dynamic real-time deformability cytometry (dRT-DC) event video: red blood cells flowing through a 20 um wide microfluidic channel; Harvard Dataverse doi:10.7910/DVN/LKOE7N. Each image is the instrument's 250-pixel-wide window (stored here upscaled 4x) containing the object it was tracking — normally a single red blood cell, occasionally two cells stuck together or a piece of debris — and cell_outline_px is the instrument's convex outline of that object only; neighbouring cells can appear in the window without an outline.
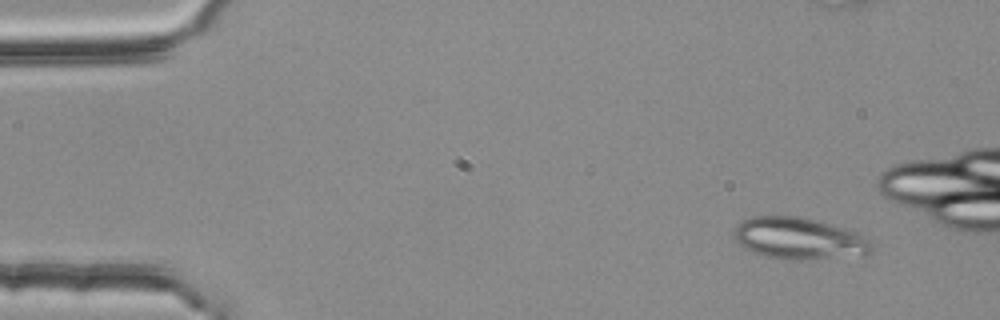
{"species": "common noctule bat (a hibernating species)", "species_latin": "Nyctalus noctula", "temperature_condition": "room temperature", "stored_images_in_passage": 4, "camera_frame_rate_fps": 3000, "um_per_image_px": 0.085, "animal": {"sex": "female", "body_mass_g": 25.1}, "frame": {"image": 1, "passage_image": 1, "time_ms": 0.0, "image_size_px": [1000, 320], "cell_outline_px": [[872, 252], [868, 256], [800, 260], [792, 260], [764, 256], [752, 252], [744, 248], [732, 236], [732, 228], [736, 224], [752, 216], [796, 216], [816, 220], [844, 228], [868, 236], [872, 240]], "centroid_in_image_um": [67.95, 20.29], "position_along_channel_um": 17.0, "area_um2": 34.22}}